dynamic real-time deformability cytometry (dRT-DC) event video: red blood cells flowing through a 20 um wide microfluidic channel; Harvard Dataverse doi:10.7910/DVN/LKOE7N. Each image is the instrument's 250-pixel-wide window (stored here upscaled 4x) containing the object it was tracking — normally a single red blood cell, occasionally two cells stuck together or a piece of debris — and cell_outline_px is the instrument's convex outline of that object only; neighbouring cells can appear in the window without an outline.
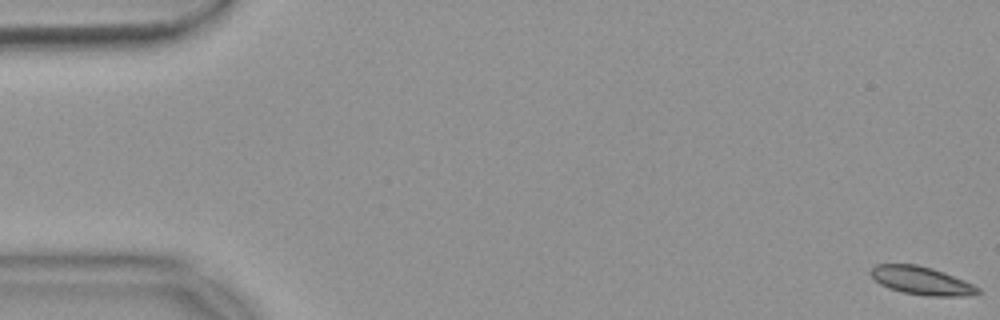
{"species": "common noctule bat (a hibernating species)", "species_latin": "Nyctalus noctula", "temperature_condition": "warm", "stored_images_in_passage": 16, "camera_frame_rate_fps": 3000, "um_per_image_px": 0.085, "animal": {"sex": "female", "body_mass_g": 18.4}, "frame": {"image": 1, "passage_image": 1, "time_ms": 0.0, "image_size_px": [1000, 320], "cell_outline_px": [[984, 292], [968, 296], [928, 296], [904, 292], [888, 288], [880, 284], [868, 272], [876, 264], [916, 264], [932, 268], [944, 272], [964, 280], [980, 288]], "centroid_in_image_um": [78.36, 23.86], "position_along_channel_um": 6.6, "area_um2": 17.63}}
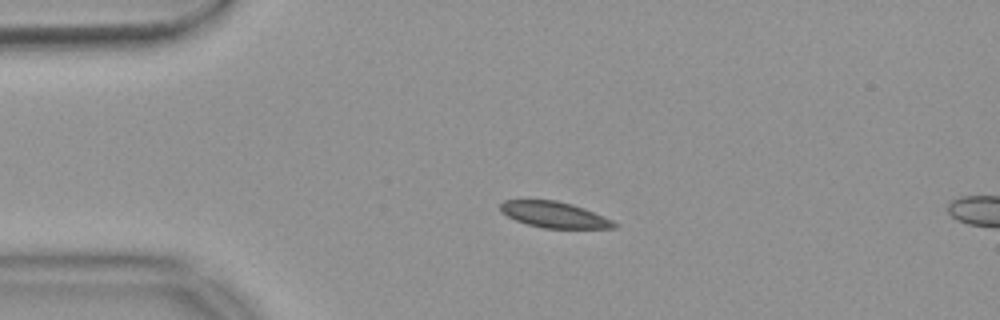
{"frame": {"image": 2, "passage_image": 13, "time_ms": 4.0, "image_size_px": [1000, 320], "cell_outline_px": [[620, 224], [616, 228], [544, 228], [528, 224], [516, 220], [500, 212], [500, 204], [504, 200], [556, 200], [572, 204], [584, 208], [604, 216]], "centroid_in_image_um": [47.14, 18.25], "position_along_channel_um": 37.9, "area_um2": 17.22}}